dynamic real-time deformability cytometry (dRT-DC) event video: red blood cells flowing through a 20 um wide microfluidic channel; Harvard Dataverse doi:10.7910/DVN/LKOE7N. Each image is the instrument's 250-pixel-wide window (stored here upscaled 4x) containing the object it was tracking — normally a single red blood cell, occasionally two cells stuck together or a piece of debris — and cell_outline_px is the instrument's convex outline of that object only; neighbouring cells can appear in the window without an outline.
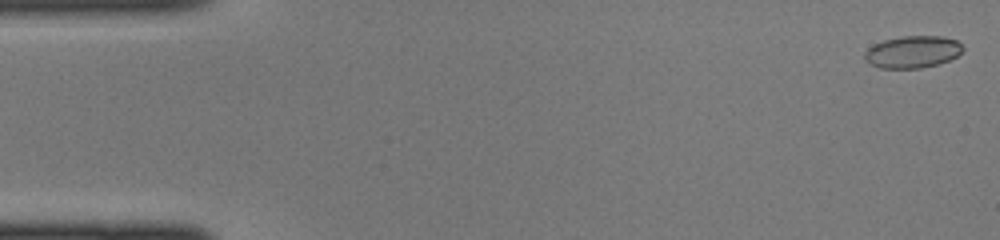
{"species": "common noctule bat (a hibernating species)", "species_latin": "Nyctalus noctula", "temperature_condition": "cold", "stored_images_in_passage": 44, "camera_frame_rate_fps": 3000, "um_per_image_px": 0.085, "animal": {"sex": "female", "body_mass_g": 22.0, "forearm_length_mm": 56.7}, "frame": {"image": 1, "passage_image": 1, "time_ms": 0.0, "image_size_px": [1000, 240], "cell_outline_px": [[964, 48], [956, 56], [948, 60], [936, 64], [920, 68], [880, 68], [864, 60], [864, 52], [872, 44], [884, 40], [904, 36], [944, 36], [956, 40]], "centroid_in_image_um": [77.54, 4.4], "position_along_channel_um": 7.5, "area_um2": 18.26}}
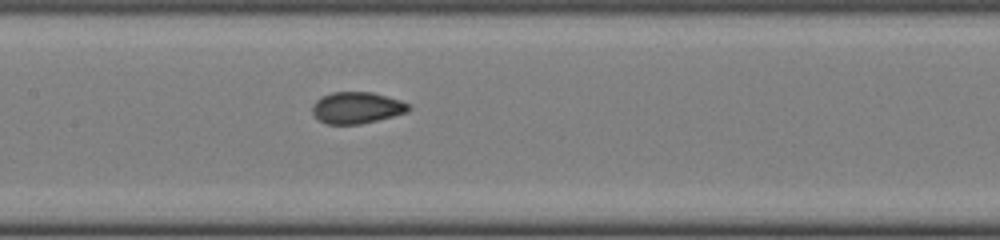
{"frame": {"image": 2, "passage_image": 21, "time_ms": 6.667, "image_size_px": [1000, 240], "cell_outline_px": [[412, 108], [408, 112], [360, 124], [328, 124], [316, 120], [312, 112], [312, 104], [320, 96], [332, 92], [372, 92], [400, 100], [408, 104]], "centroid_in_image_um": [30.28, 9.16], "position_along_channel_um": 177.1, "area_um2": 17.8}}
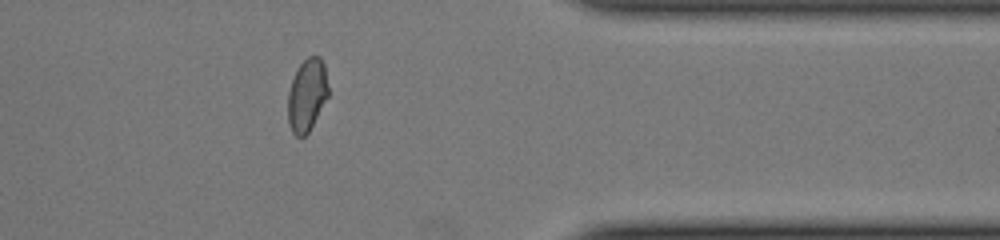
{"frame": {"image": 3, "passage_image": 36, "time_ms": 11.667, "image_size_px": [1000, 240], "cell_outline_px": [[328, 96], [308, 132], [300, 140], [292, 132], [288, 124], [288, 92], [292, 80], [300, 64], [308, 56], [320, 56], [324, 64], [328, 88]], "centroid_in_image_um": [26.08, 8.1], "position_along_channel_um": 385.3, "area_um2": 16.99}}